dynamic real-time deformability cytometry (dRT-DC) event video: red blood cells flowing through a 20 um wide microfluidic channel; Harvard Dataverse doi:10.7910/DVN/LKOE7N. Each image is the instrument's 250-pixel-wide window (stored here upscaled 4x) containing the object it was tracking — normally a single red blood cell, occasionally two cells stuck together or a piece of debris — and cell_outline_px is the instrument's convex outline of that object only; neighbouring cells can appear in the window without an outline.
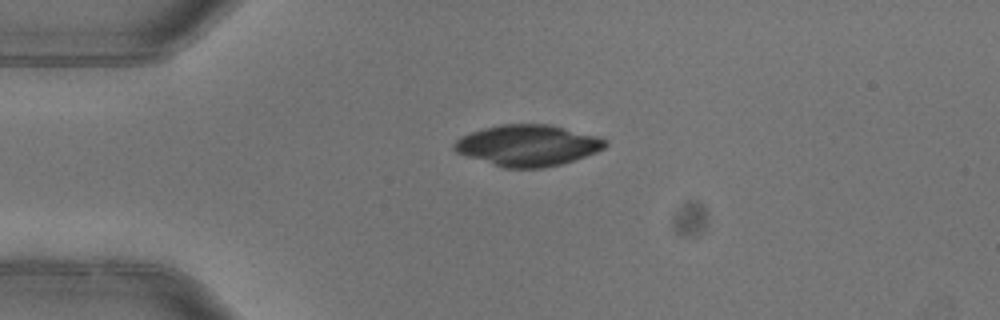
{"species": "common noctule bat (a hibernating species)", "species_latin": "Nyctalus noctula", "temperature_condition": "warm", "stored_images_in_passage": 2, "camera_frame_rate_fps": 3000, "um_per_image_px": 0.085, "animal": {"sex": "female"}, "frame": {"image": 1, "passage_image": 1, "time_ms": 0.0, "image_size_px": [1000, 320], "cell_outline_px": [[608, 144], [604, 148], [596, 152], [560, 164], [540, 168], [504, 168], [456, 152], [452, 148], [452, 144], [460, 136], [484, 128], [500, 124], [548, 124], [600, 136], [608, 140]], "centroid_in_image_um": [44.86, 12.35], "position_along_channel_um": 40.1, "area_um2": 36.13}}